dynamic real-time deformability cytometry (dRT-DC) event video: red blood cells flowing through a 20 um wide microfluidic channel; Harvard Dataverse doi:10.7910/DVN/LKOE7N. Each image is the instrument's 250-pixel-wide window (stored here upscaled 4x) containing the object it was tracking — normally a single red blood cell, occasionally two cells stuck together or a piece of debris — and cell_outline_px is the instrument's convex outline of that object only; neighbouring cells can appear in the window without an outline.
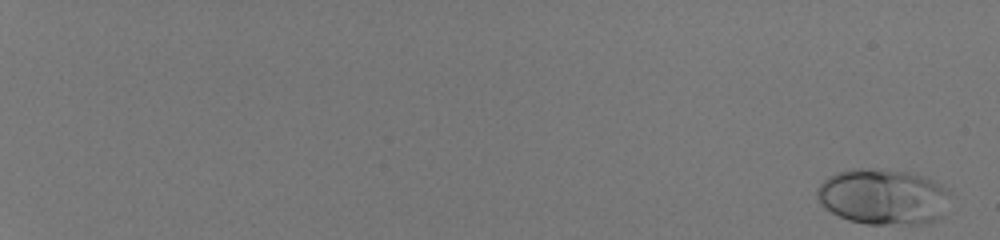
{"species": "human", "species_latin": "Homo sapiens", "temperature_condition": "room temperature", "stored_images_in_passage": 55, "camera_frame_rate_fps": 3000, "um_per_image_px": 0.085, "donor": {"sex": "male"}, "frame": {"image": 1, "passage_image": 1, "time_ms": 0.0, "image_size_px": [1000, 240], "cell_outline_px": [[952, 192], [940, 216], [936, 220], [924, 224], [868, 224], [848, 220], [832, 212], [820, 204], [816, 196], [816, 188], [828, 176], [836, 172], [852, 168], [884, 168], [908, 172], [932, 180], [948, 188]], "centroid_in_image_um": [75.04, 16.71], "position_along_channel_um": 10.0, "area_um2": 43.64}}
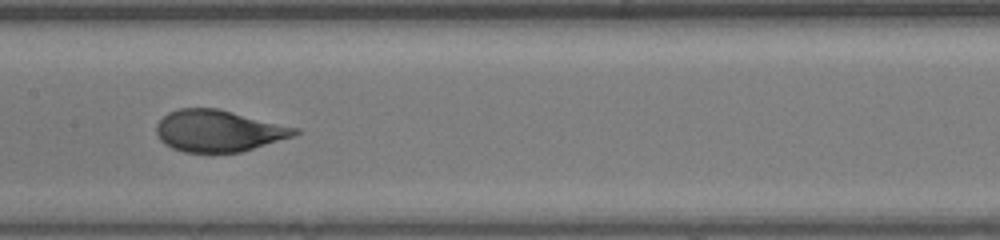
{"frame": {"image": 2, "passage_image": 34, "time_ms": 11.0, "image_size_px": [1000, 240], "cell_outline_px": [[300, 132], [292, 136], [240, 152], [184, 152], [172, 148], [164, 144], [160, 140], [156, 132], [156, 124], [168, 112], [180, 108], [220, 108], [300, 128]], "centroid_in_image_um": [18.56, 11.1], "position_along_channel_um": 188.8, "area_um2": 33.64}}
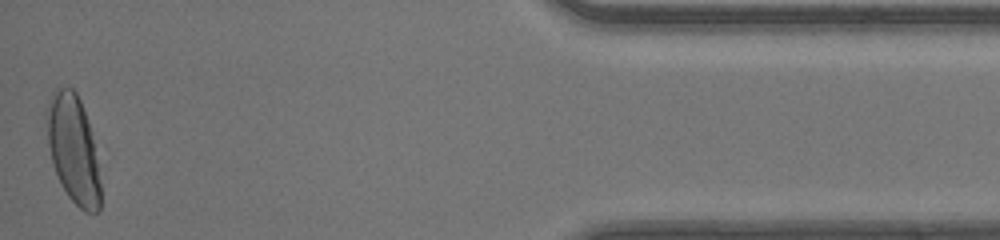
{"frame": {"image": 3, "passage_image": 55, "time_ms": 18.0, "image_size_px": [1000, 240], "cell_outline_px": [[100, 212], [84, 212], [68, 196], [52, 164], [48, 144], [44, 116], [44, 108], [52, 92], [56, 88], [72, 88], [76, 92], [80, 100], [88, 124], [92, 140], [96, 160], [100, 184]], "centroid_in_image_um": [6.17, 12.65], "position_along_channel_um": 429.0, "area_um2": 33.58}, "authors_computed_cell_mechanics": {"area_um2": 34.8534, "velocity_mm_per_s": 4.1615, "shape_relaxation_time_tau1_ms": 3.8549, "shape_relaxation_time_tau2_ms": null, "deformation_change_tau1": 0.1922, "deformation_change_tau2": null}}